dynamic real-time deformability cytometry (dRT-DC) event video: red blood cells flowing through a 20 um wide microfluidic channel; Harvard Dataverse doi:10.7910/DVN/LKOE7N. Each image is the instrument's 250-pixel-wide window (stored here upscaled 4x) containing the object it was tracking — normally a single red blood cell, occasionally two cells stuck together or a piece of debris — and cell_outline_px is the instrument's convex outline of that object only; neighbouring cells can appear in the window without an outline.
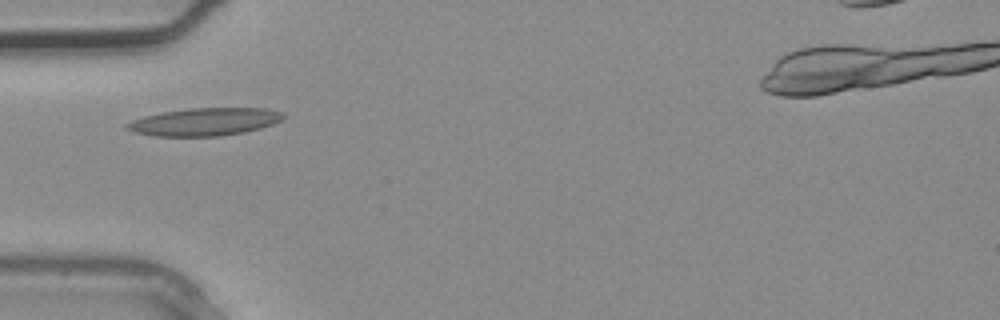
{"species": "common noctule bat (a hibernating species)", "species_latin": "Nyctalus noctula", "temperature_condition": "warm", "stored_images_in_passage": 1, "camera_frame_rate_fps": 3000, "um_per_image_px": 0.085, "animal": {"sex": "male", "body_mass_g": 20.4}, "frame": {"image": 1, "passage_image": 1, "time_ms": 0.0, "image_size_px": [1000, 320], "cell_outline_px": [[288, 116], [272, 124], [260, 128], [244, 132], [220, 136], [156, 136], [136, 132], [124, 128], [124, 124], [132, 120], [144, 116], [164, 112], [192, 108], [264, 108], [284, 112]], "centroid_in_image_um": [17.42, 10.35], "position_along_channel_um": 67.6, "area_um2": 25.2}}